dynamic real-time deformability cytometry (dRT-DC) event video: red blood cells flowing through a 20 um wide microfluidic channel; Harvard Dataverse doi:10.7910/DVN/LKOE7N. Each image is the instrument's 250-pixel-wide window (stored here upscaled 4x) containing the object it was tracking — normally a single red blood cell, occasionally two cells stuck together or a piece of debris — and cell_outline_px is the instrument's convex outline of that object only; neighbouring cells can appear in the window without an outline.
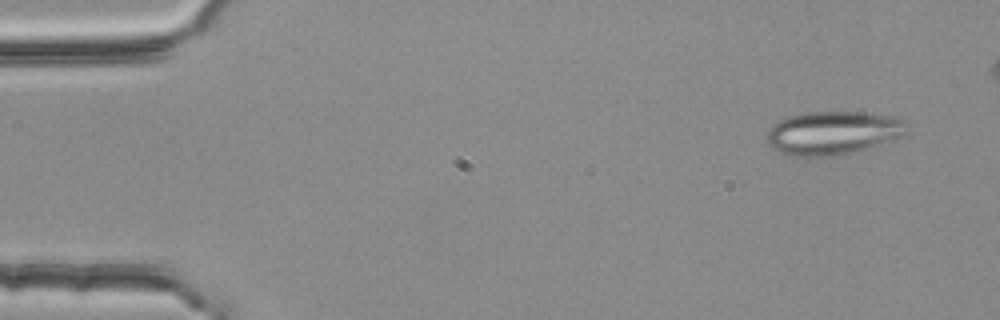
{"species": "common noctule bat (a hibernating species)", "species_latin": "Nyctalus noctula", "temperature_condition": "room temperature", "stored_images_in_passage": 6, "segment_of_instrument_passage": [2, 2], "camera_frame_rate_fps": 3000, "um_per_image_px": 0.085, "animal": {"sex": "female", "body_mass_g": 25.1}, "frame": {"image": 1, "passage_image": 6, "time_ms": 1.667, "image_size_px": [1000, 320], "cell_outline_px": [[908, 124], [904, 136], [864, 148], [848, 152], [828, 156], [792, 156], [780, 152], [772, 148], [768, 144], [768, 128], [772, 124], [784, 116], [808, 112], [864, 112], [900, 116], [908, 120]], "centroid_in_image_um": [70.81, 11.25], "position_along_channel_um": 14.2, "area_um2": 35.6}}